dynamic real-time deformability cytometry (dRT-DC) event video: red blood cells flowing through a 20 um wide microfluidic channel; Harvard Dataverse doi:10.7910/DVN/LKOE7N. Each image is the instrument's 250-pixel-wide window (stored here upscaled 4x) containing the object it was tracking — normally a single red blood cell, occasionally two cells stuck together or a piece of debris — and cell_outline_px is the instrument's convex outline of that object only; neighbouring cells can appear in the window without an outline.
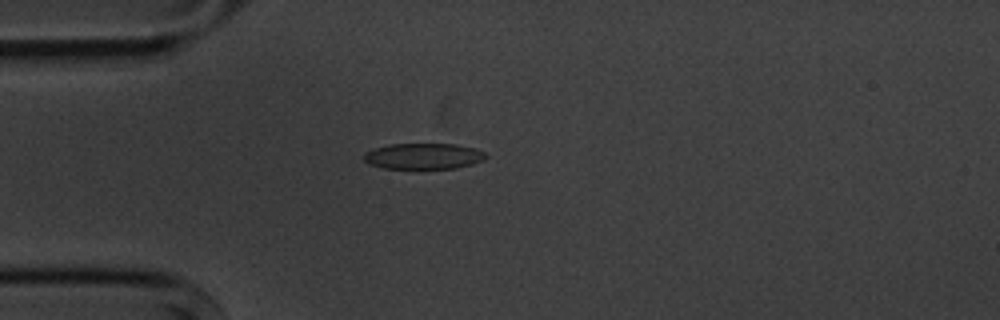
{"species": "common noctule bat (a hibernating species)", "species_latin": "Nyctalus noctula", "temperature_condition": "cold", "stored_images_in_passage": 3, "camera_frame_rate_fps": 3000, "um_per_image_px": 0.085, "animal": {"sex": "male", "body_mass_g": 20.1, "forearm_length_mm": 53.5}, "frame": {"image": 1, "passage_image": 3, "time_ms": 2.0, "image_size_px": [1000, 320], "cell_outline_px": [[488, 156], [484, 160], [472, 164], [456, 168], [384, 168], [368, 164], [364, 160], [364, 152], [388, 144], [456, 144], [476, 148], [484, 152]], "centroid_in_image_um": [36.01, 13.27], "position_along_channel_um": 49.0, "area_um2": 18.44}}